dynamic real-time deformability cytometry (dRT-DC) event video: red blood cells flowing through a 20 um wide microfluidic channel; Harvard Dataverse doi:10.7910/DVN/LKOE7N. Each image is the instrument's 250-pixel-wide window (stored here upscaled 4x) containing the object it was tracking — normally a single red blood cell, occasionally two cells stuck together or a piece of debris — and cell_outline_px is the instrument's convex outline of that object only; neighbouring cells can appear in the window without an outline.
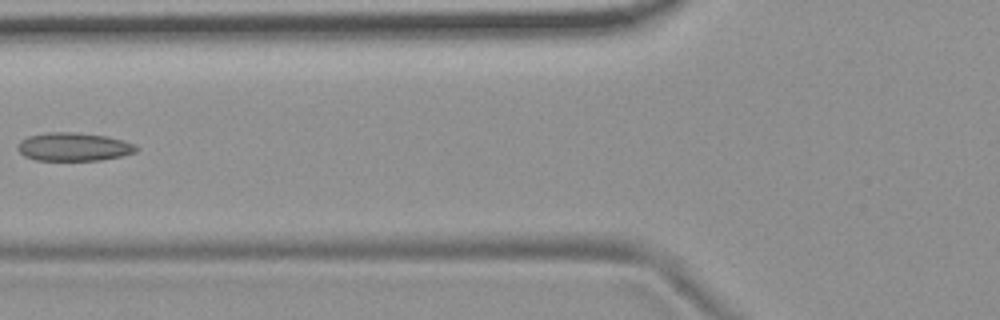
{"species": "common noctule bat (a hibernating species)", "species_latin": "Nyctalus noctula", "temperature_condition": "room temperature", "stored_images_in_passage": 4, "camera_frame_rate_fps": 3000, "um_per_image_px": 0.085, "animal": {"sex": "female", "body_mass_g": 19.9}, "frame": {"image": 1, "passage_image": 3, "time_ms": 2.667, "image_size_px": [1000, 320], "cell_outline_px": [[140, 148], [136, 152], [120, 156], [100, 160], [36, 160], [24, 156], [16, 148], [16, 144], [20, 140], [28, 136], [48, 132], [72, 132], [104, 136], [124, 140], [136, 144]], "centroid_in_image_um": [6.25, 12.48], "position_along_channel_um": 119.5, "area_um2": 19.65}}
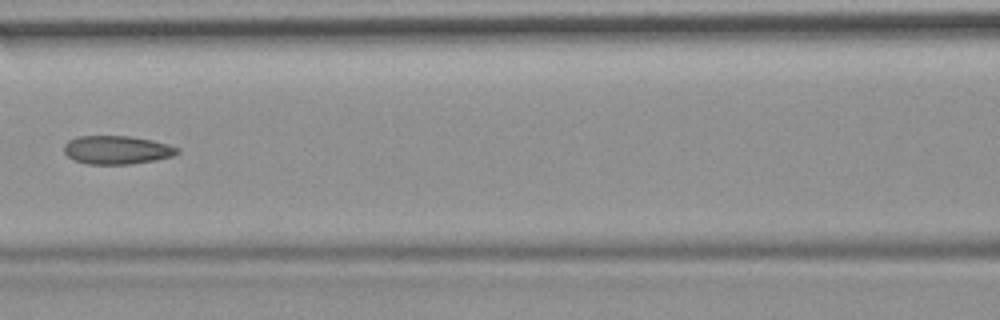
{"frame": {"image": 2, "passage_image": 4, "time_ms": 3.667, "image_size_px": [1000, 320], "cell_outline_px": [[180, 152], [172, 156], [156, 160], [132, 164], [88, 164], [76, 160], [68, 156], [64, 152], [64, 144], [68, 140], [80, 136], [132, 136], [152, 140], [168, 144], [180, 148]], "centroid_in_image_um": [9.96, 12.74], "position_along_channel_um": 156.6, "area_um2": 18.84}}